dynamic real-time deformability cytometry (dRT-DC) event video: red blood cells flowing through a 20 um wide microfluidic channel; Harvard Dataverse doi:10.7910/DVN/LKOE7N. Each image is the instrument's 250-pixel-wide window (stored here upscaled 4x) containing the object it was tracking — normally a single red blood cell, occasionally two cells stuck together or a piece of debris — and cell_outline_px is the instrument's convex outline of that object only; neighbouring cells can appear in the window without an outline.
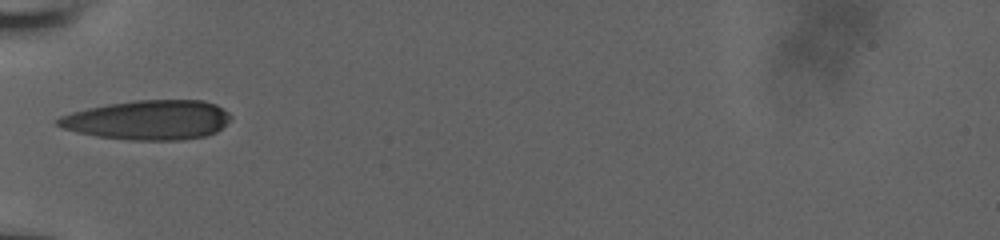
{"species": "human", "species_latin": "Homo sapiens", "temperature_condition": "room temperature", "stored_images_in_passage": 2, "camera_frame_rate_fps": 3000, "um_per_image_px": 0.085, "donor": {"sex": "male"}, "frame": {"image": 1, "passage_image": 1, "time_ms": 0.0, "image_size_px": [1000, 240], "cell_outline_px": [[232, 116], [216, 132], [204, 136], [184, 140], [128, 140], [96, 136], [64, 128], [56, 124], [56, 120], [60, 116], [72, 112], [88, 108], [108, 104], [136, 100], [204, 100], [216, 104], [228, 112]], "centroid_in_image_um": [12.61, 10.19], "position_along_channel_um": 72.4, "area_um2": 39.65}}